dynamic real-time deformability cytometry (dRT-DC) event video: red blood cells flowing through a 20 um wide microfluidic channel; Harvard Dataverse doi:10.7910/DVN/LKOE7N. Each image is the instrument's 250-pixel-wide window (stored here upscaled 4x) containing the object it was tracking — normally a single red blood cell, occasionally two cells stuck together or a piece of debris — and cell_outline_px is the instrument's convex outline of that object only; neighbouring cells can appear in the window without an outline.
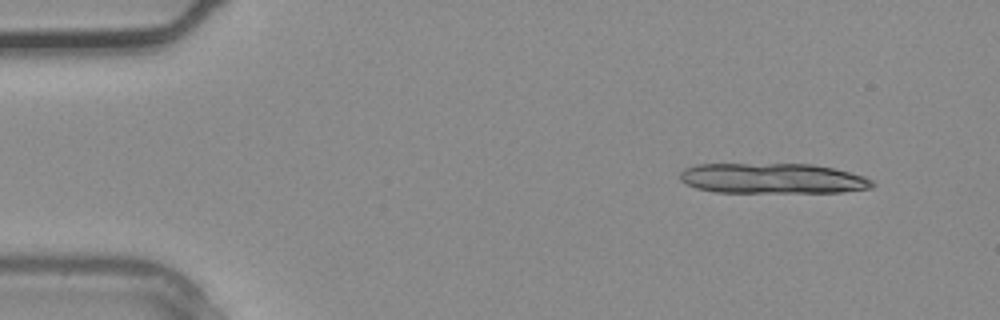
{"species": "common noctule bat (a hibernating species)", "species_latin": "Nyctalus noctula", "temperature_condition": "warm", "stored_images_in_passage": 2, "camera_frame_rate_fps": 3000, "um_per_image_px": 0.085, "animal": {"sex": "male", "body_mass_g": 20.4}, "frame": {"image": 1, "passage_image": 1, "time_ms": 0.0, "image_size_px": [1000, 320], "cell_outline_px": [[876, 184], [872, 188], [840, 192], [716, 192], [696, 188], [680, 180], [680, 172], [684, 168], [696, 164], [812, 164], [832, 168], [864, 176], [872, 180]], "centroid_in_image_um": [65.66, 15.16], "position_along_channel_um": 19.3, "area_um2": 33.99}}